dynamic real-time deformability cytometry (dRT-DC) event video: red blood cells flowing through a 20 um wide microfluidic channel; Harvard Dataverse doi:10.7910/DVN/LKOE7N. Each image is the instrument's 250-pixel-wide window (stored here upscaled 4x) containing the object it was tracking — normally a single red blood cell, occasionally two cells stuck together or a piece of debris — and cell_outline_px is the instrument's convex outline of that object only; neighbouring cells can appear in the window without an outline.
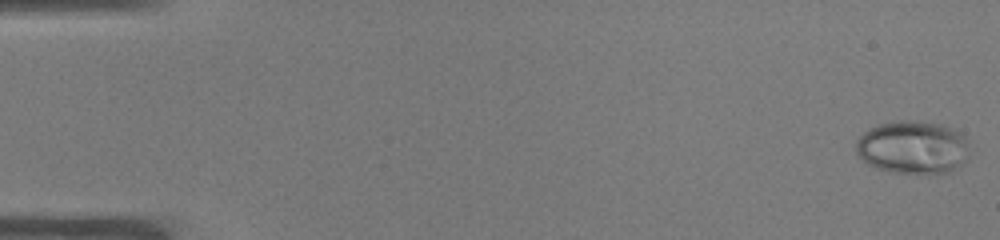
{"species": "common noctule bat (a hibernating species)", "species_latin": "Nyctalus noctula", "temperature_condition": "warm", "stored_images_in_passage": 52, "camera_frame_rate_fps": 3000, "um_per_image_px": 0.085, "animal": {"sex": "male", "body_mass_g": 19.0, "forearm_length_mm": 50.8}, "frame": {"image": 1, "passage_image": 1, "time_ms": 0.0, "image_size_px": [1000, 240], "cell_outline_px": [[968, 144], [964, 160], [960, 164], [948, 172], [892, 172], [876, 168], [868, 164], [856, 152], [856, 140], [864, 132], [876, 124], [900, 120], [912, 120], [944, 124], [960, 132], [964, 136]], "centroid_in_image_um": [77.54, 12.48], "position_along_channel_um": 7.5, "area_um2": 34.74}}
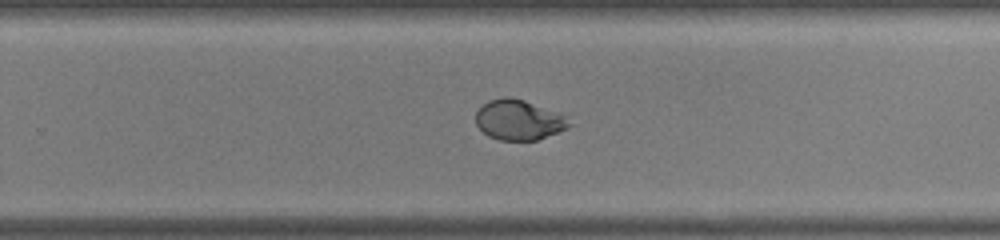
{"frame": {"image": 2, "passage_image": 34, "time_ms": 11.0, "image_size_px": [1000, 240], "cell_outline_px": [[572, 124], [568, 128], [536, 140], [500, 140], [488, 136], [476, 124], [476, 112], [488, 100], [504, 96], [508, 96], [524, 100], [568, 116]], "centroid_in_image_um": [44.11, 10.18], "position_along_channel_um": 285.7, "area_um2": 21.85}}
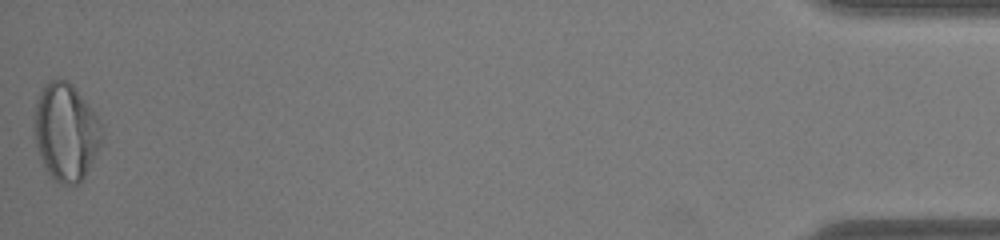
{"frame": {"image": 3, "passage_image": 52, "time_ms": 17.0, "image_size_px": [1000, 240], "cell_outline_px": [[104, 136], [84, 176], [76, 184], [64, 184], [56, 180], [48, 172], [40, 156], [36, 144], [36, 100], [44, 84], [48, 80], [68, 80], [76, 88], [96, 116], [100, 124]], "centroid_in_image_um": [5.61, 11.18], "position_along_channel_um": 429.6, "area_um2": 37.34}, "authors_computed_cell_mechanics": {"area_um2": 26.5302, "velocity_mm_per_s": 3.9068, "shape_relaxation_time_tau1_ms": 5.7047, "shape_relaxation_time_tau2_ms": null, "deformation_change_tau1": 0.2249, "deformation_change_tau2": null}}